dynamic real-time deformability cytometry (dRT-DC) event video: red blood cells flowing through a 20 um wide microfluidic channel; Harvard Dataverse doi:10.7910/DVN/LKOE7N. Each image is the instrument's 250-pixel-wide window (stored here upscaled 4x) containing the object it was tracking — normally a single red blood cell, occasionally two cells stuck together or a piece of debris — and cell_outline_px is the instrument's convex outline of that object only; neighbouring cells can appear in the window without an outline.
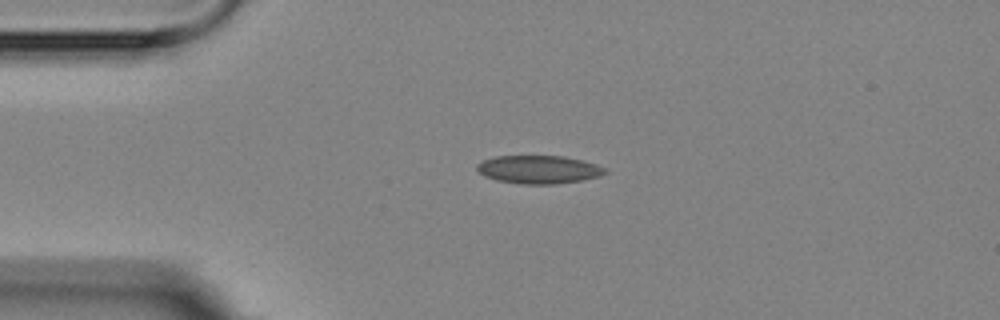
{"species": "Egyptian fruit bat (a non-hibernating species)", "species_latin": "Rousettus aegyptiacus", "temperature_condition": "room temperature", "stored_images_in_passage": 2, "camera_frame_rate_fps": 3000, "um_per_image_px": 0.085, "animal": {"sex": "female"}, "frame": {"image": 1, "passage_image": 1, "time_ms": 0.0, "image_size_px": [1000, 320], "cell_outline_px": [[608, 172], [600, 176], [584, 180], [556, 184], [520, 184], [496, 180], [484, 176], [476, 168], [476, 164], [480, 160], [496, 156], [564, 156], [596, 164], [604, 168]], "centroid_in_image_um": [45.76, 14.41], "position_along_channel_um": 39.2, "area_um2": 21.15}}